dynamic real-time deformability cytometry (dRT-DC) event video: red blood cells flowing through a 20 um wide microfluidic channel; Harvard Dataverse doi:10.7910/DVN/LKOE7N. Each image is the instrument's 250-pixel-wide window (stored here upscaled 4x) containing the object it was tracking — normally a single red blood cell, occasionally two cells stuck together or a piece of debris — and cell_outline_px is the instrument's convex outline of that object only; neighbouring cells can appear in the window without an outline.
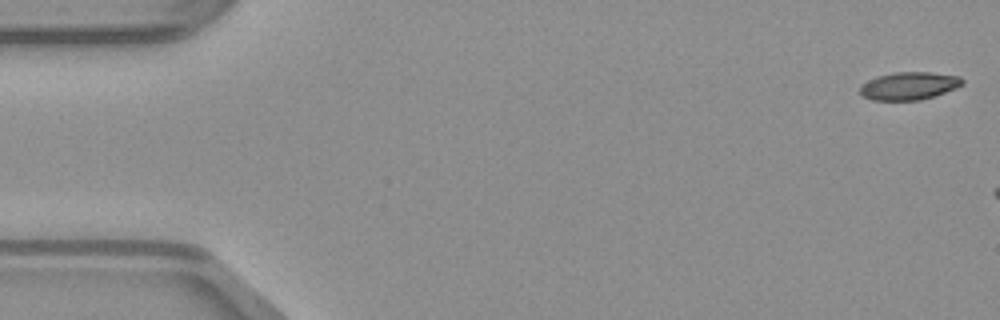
{"species": "common noctule bat (a hibernating species)", "species_latin": "Nyctalus noctula", "temperature_condition": "warm", "stored_images_in_passage": 6, "camera_frame_rate_fps": 3000, "um_per_image_px": 0.085, "animal": {"sex": "male", "body_mass_g": 23.1, "forearm_length_mm": 52.7}, "frame": {"image": 1, "passage_image": 1, "time_ms": 0.0, "image_size_px": [1000, 320], "cell_outline_px": [[964, 84], [956, 88], [920, 100], [872, 100], [864, 96], [860, 92], [860, 84], [876, 76], [896, 72], [928, 72], [960, 76], [964, 80]], "centroid_in_image_um": [77.26, 7.29], "position_along_channel_um": 7.7, "area_um2": 16.53}}